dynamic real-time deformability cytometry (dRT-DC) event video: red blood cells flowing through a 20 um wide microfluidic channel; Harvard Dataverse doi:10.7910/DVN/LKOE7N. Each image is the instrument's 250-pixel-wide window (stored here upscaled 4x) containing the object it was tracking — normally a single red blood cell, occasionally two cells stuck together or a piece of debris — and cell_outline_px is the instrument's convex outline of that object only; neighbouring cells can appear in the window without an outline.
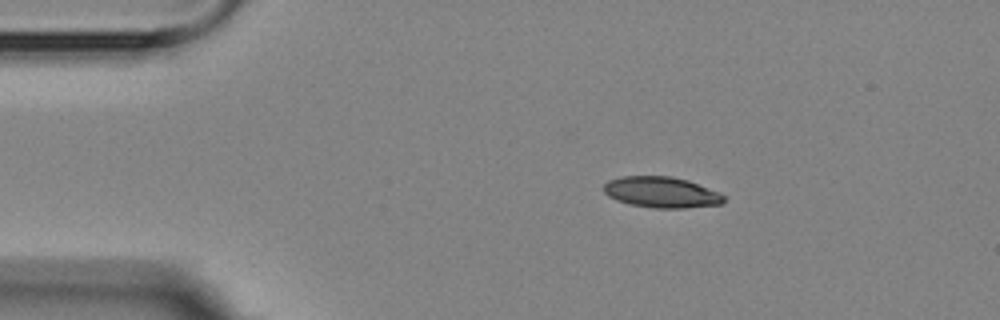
{"species": "Egyptian fruit bat (a non-hibernating species)", "species_latin": "Rousettus aegyptiacus", "temperature_condition": "room temperature", "stored_images_in_passage": 5, "camera_frame_rate_fps": 3000, "um_per_image_px": 0.085, "animal": {"sex": "female"}, "frame": {"image": 1, "passage_image": 2, "time_ms": 1.333, "image_size_px": [1000, 320], "cell_outline_px": [[724, 204], [684, 208], [656, 208], [628, 204], [616, 200], [608, 196], [604, 192], [604, 184], [608, 180], [624, 176], [668, 176], [688, 180], [720, 192], [724, 196]], "centroid_in_image_um": [56.23, 16.35], "position_along_channel_um": 28.8, "area_um2": 21.73}}
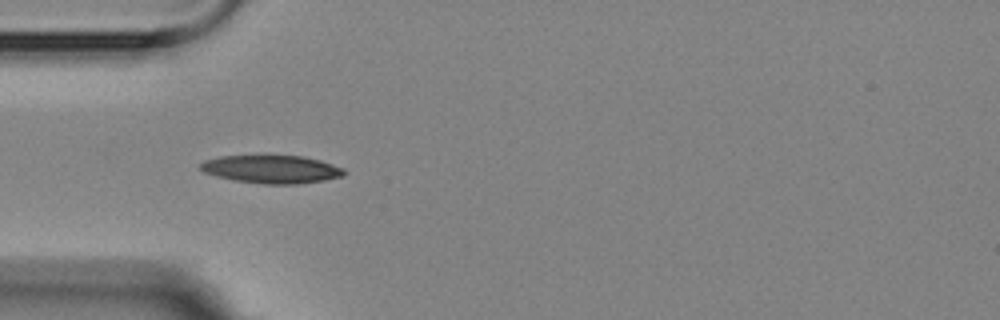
{"frame": {"image": 2, "passage_image": 4, "time_ms": 3.667, "image_size_px": [1000, 320], "cell_outline_px": [[348, 172], [344, 176], [324, 180], [296, 184], [264, 184], [232, 180], [216, 176], [204, 172], [200, 168], [200, 164], [204, 160], [220, 156], [304, 156], [320, 160], [344, 168]], "centroid_in_image_um": [23.11, 14.39], "position_along_channel_um": 61.9, "area_um2": 23.52}}
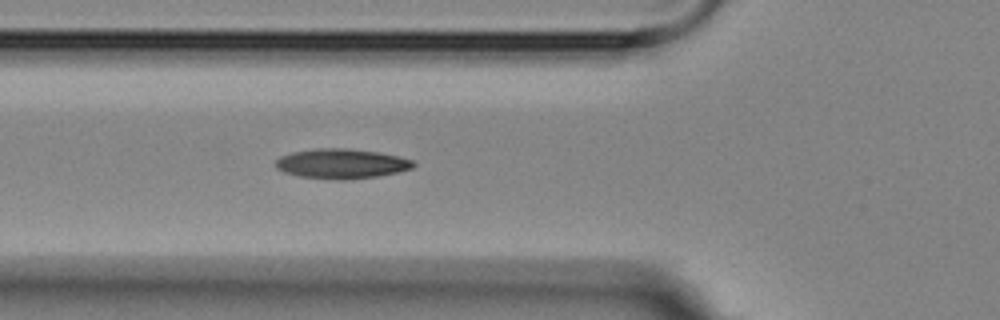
{"frame": {"image": 3, "passage_image": 5, "time_ms": 4.667, "image_size_px": [1000, 320], "cell_outline_px": [[416, 164], [412, 168], [400, 172], [380, 176], [344, 180], [336, 180], [300, 176], [284, 172], [276, 168], [276, 160], [280, 156], [292, 152], [316, 148], [348, 148], [376, 152], [400, 156], [412, 160]], "centroid_in_image_um": [29.05, 13.91], "position_along_channel_um": 96.8, "area_um2": 24.04}}